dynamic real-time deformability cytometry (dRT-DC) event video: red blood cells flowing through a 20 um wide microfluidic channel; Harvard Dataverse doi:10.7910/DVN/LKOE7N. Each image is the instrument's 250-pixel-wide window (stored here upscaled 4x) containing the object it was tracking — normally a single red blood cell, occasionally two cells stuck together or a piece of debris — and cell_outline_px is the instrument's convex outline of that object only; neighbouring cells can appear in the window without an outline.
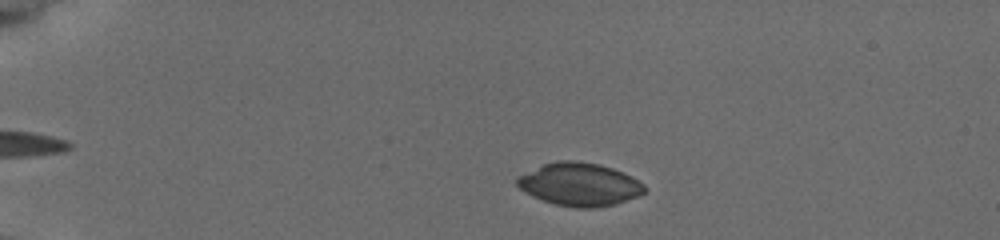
{"species": "common noctule bat (a hibernating species)", "species_latin": "Nyctalus noctula", "temperature_condition": "cold", "stored_images_in_passage": 67, "camera_frame_rate_fps": 3000, "um_per_image_px": 0.085, "animal": {"sex": "female", "body_mass_g": 19.5, "forearm_length_mm": 54.1}, "frame": {"image": 1, "passage_image": 13, "time_ms": 1.667, "image_size_px": [1000, 240], "cell_outline_px": [[648, 188], [640, 196], [616, 204], [592, 208], [576, 208], [556, 204], [540, 200], [524, 192], [516, 184], [516, 176], [544, 164], [564, 160], [568, 160], [596, 164], [612, 168], [644, 184]], "centroid_in_image_um": [49.24, 15.7], "position_along_channel_um": 35.8, "area_um2": 31.73}}
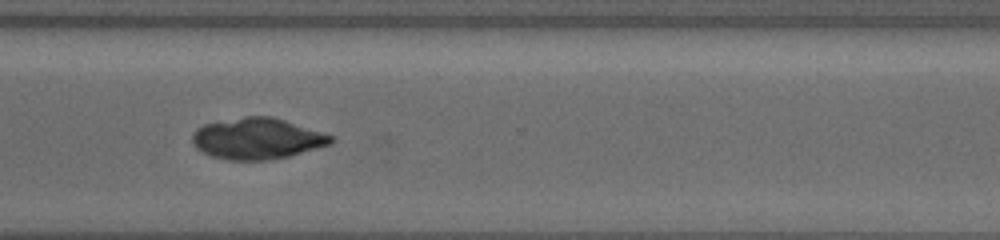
{"frame": {"image": 2, "passage_image": 53, "time_ms": 11.667, "image_size_px": [1000, 240], "cell_outline_px": [[332, 144], [288, 156], [272, 160], [228, 160], [212, 156], [196, 148], [192, 144], [192, 132], [196, 128], [204, 124], [244, 116], [272, 116], [332, 136]], "centroid_in_image_um": [21.81, 11.78], "position_along_channel_um": 348.8, "area_um2": 33.06}}
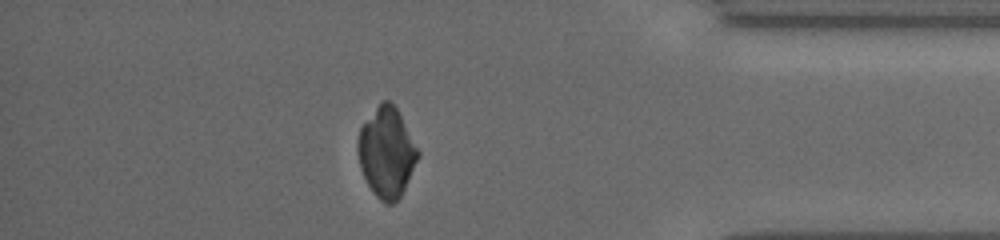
{"frame": {"image": 3, "passage_image": 60, "time_ms": 13.667, "image_size_px": [1000, 240], "cell_outline_px": [[420, 156], [400, 196], [392, 204], [384, 204], [372, 192], [360, 168], [360, 128], [376, 108], [384, 100], [388, 100], [396, 108], [420, 152]], "centroid_in_image_um": [32.9, 13.0], "position_along_channel_um": 402.3, "area_um2": 30.46}}